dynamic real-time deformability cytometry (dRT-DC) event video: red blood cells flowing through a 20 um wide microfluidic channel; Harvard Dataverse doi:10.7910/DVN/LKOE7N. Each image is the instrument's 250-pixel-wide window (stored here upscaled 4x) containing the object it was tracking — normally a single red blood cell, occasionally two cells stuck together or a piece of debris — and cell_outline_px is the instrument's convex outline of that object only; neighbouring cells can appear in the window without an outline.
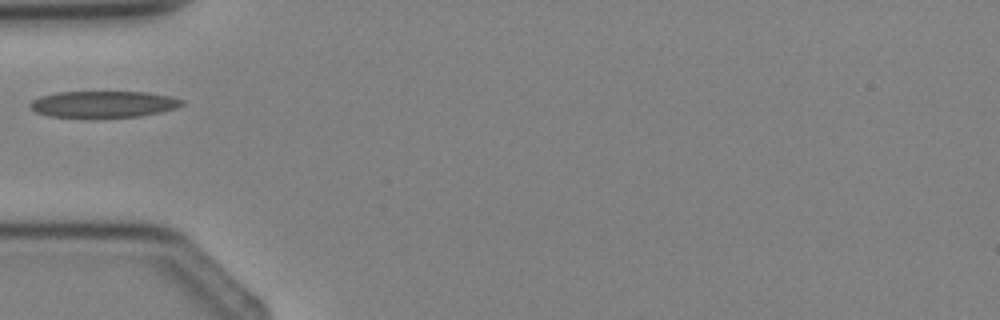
{"species": "Egyptian fruit bat (a non-hibernating species)", "species_latin": "Rousettus aegyptiacus", "temperature_condition": "cold", "stored_images_in_passage": 3, "camera_frame_rate_fps": 3000, "um_per_image_px": 0.085, "animal": {"sex": "female"}, "frame": {"image": 1, "passage_image": 3, "time_ms": 2.333, "image_size_px": [1000, 320], "cell_outline_px": [[184, 104], [176, 108], [160, 112], [140, 116], [96, 120], [48, 116], [36, 112], [28, 104], [32, 100], [40, 96], [56, 92], [148, 92], [168, 96], [184, 100]], "centroid_in_image_um": [8.75, 8.9], "position_along_channel_um": 76.2, "area_um2": 24.33}}